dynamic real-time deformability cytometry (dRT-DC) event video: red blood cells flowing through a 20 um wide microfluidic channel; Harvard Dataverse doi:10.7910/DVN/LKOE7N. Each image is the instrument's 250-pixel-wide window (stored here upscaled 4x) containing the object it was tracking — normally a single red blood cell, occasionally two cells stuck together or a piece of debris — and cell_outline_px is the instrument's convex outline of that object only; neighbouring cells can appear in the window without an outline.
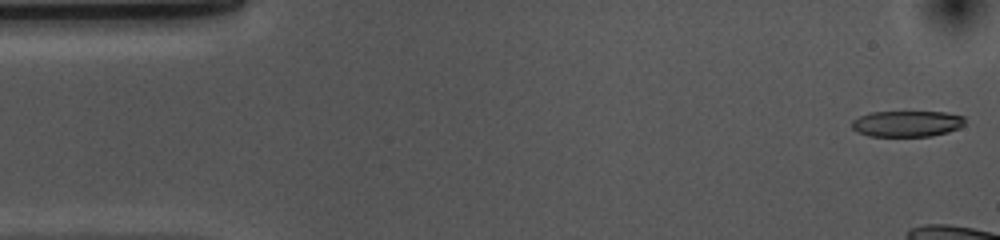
{"species": "common noctule bat (a hibernating species)", "species_latin": "Nyctalus noctula", "temperature_condition": "cold", "stored_images_in_passage": 15, "camera_frame_rate_fps": 3000, "um_per_image_px": 0.085, "animal": {"sex": "female", "body_mass_g": 10.0, "forearm_length_mm": 53.1}, "frame": {"image": 1, "passage_image": 1, "time_ms": 0.0, "image_size_px": [1000, 240], "cell_outline_px": [[964, 124], [960, 128], [948, 132], [932, 136], [868, 136], [856, 132], [852, 128], [852, 120], [860, 116], [872, 112], [944, 112], [964, 116]], "centroid_in_image_um": [77.09, 10.52], "position_along_channel_um": 7.9, "area_um2": 17.22}}
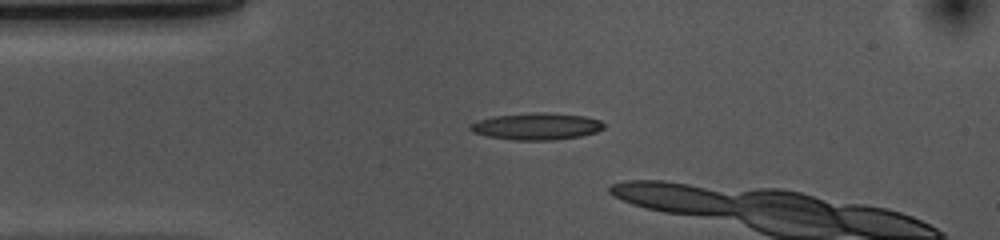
{"frame": {"image": 2, "passage_image": 11, "time_ms": 3.333, "image_size_px": [1000, 240], "cell_outline_px": [[608, 124], [604, 128], [596, 132], [580, 136], [552, 140], [512, 140], [488, 136], [472, 132], [468, 128], [468, 124], [476, 120], [492, 116], [540, 112], [544, 112], [584, 116], [600, 120]], "centroid_in_image_um": [45.59, 10.74], "position_along_channel_um": 39.4, "area_um2": 21.1}}